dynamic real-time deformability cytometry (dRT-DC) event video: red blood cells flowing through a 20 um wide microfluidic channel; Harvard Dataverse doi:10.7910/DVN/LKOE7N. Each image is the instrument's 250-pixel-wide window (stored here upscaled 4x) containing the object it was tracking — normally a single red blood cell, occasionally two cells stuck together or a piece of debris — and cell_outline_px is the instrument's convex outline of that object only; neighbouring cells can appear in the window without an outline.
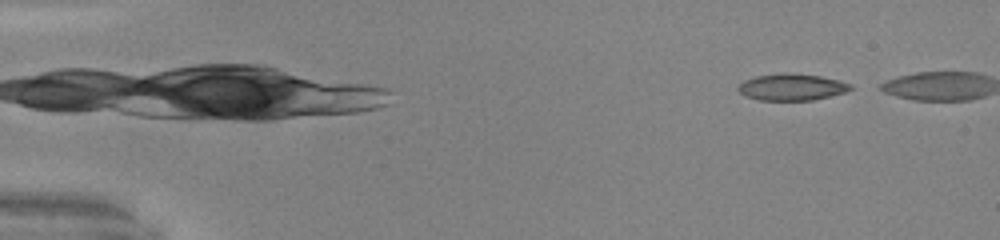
{"species": "common noctule bat (a hibernating species)", "species_latin": "Nyctalus noctula", "temperature_condition": "warm", "stored_images_in_passage": 9, "camera_frame_rate_fps": 3000, "um_per_image_px": 0.085, "animal": {"sex": "male", "body_mass_g": 20.0, "forearm_length_mm": 53.3}, "frame": {"image": 1, "passage_image": 1, "time_ms": 0.0, "image_size_px": [1000, 240], "cell_outline_px": [[852, 88], [844, 92], [812, 100], [760, 100], [744, 96], [736, 88], [744, 80], [756, 76], [784, 72], [820, 76], [840, 80], [852, 84]], "centroid_in_image_um": [67.27, 7.39], "position_along_channel_um": 17.7, "area_um2": 17.4}}